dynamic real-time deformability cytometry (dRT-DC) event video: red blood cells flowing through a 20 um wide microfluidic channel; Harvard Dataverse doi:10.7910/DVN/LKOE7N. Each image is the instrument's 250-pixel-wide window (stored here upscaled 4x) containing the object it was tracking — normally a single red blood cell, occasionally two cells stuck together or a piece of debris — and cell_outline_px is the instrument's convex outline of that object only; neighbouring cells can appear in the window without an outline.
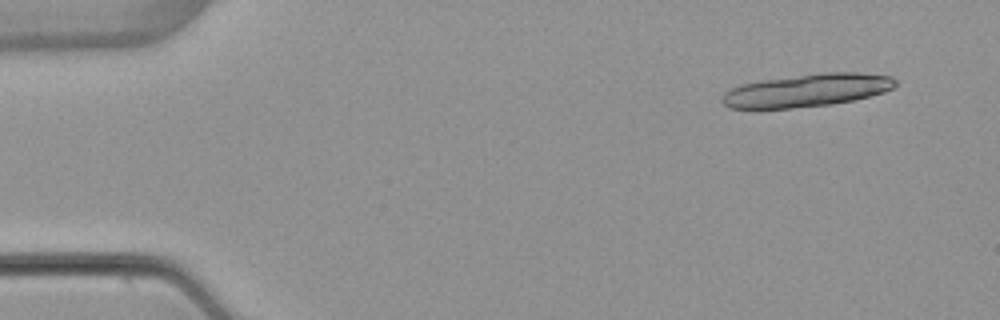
{"species": "common noctule bat (a hibernating species)", "species_latin": "Nyctalus noctula", "temperature_condition": "warm", "stored_images_in_passage": 4, "segment_of_instrument_passage": [2, 2], "camera_frame_rate_fps": 3000, "um_per_image_px": 0.085, "animal": {"sex": "female", "body_mass_g": 22.7, "forearm_length_mm": 54.2}, "frame": {"image": 1, "passage_image": 4, "time_ms": 5.333, "image_size_px": [1000, 320], "cell_outline_px": [[896, 84], [892, 88], [884, 92], [852, 100], [832, 104], [756, 112], [728, 108], [720, 100], [724, 92], [728, 88], [740, 84], [760, 80], [820, 72], [856, 72], [892, 76], [896, 80]], "centroid_in_image_um": [68.43, 7.71], "position_along_channel_um": 16.6, "area_um2": 34.33}}